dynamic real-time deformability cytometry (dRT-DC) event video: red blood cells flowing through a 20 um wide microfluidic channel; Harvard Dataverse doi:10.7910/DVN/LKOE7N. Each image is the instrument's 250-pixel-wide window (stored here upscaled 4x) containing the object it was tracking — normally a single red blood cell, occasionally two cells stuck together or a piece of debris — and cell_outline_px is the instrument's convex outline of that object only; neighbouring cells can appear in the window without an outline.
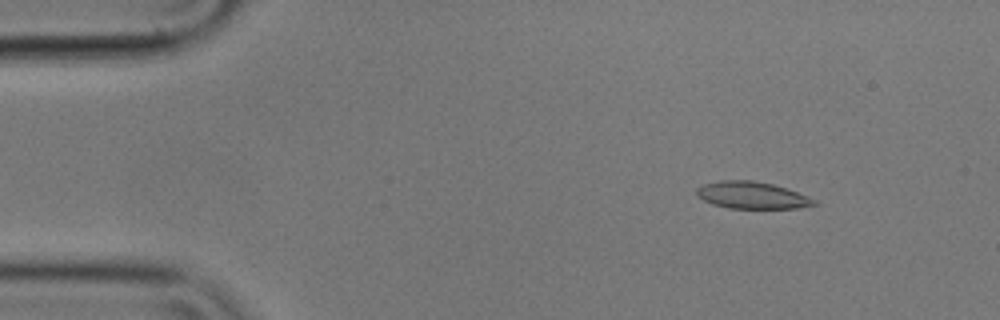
{"species": "common noctule bat (a hibernating species)", "species_latin": "Nyctalus noctula", "temperature_condition": "cold", "stored_images_in_passage": 56, "camera_frame_rate_fps": 3000, "um_per_image_px": 0.085, "animal": {"sex": "male", "body_mass_g": 17.9}, "frame": {"image": 1, "passage_image": 7, "time_ms": 2.0, "image_size_px": [1000, 320], "cell_outline_px": [[820, 204], [796, 208], [728, 208], [712, 204], [696, 196], [696, 188], [704, 184], [720, 180], [752, 180], [772, 184], [796, 192], [816, 200]], "centroid_in_image_um": [63.88, 16.6], "position_along_channel_um": 21.1, "area_um2": 18.38}}
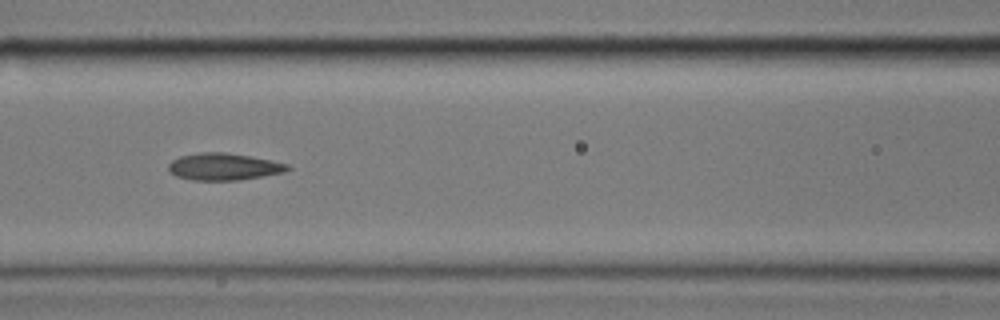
{"frame": {"image": 2, "passage_image": 24, "time_ms": 7.667, "image_size_px": [1000, 320], "cell_outline_px": [[292, 168], [284, 172], [240, 180], [192, 180], [176, 176], [168, 172], [168, 164], [172, 160], [180, 156], [200, 152], [224, 152], [272, 160], [288, 164]], "centroid_in_image_um": [19.0, 14.17], "position_along_channel_um": 147.6, "area_um2": 18.79}}
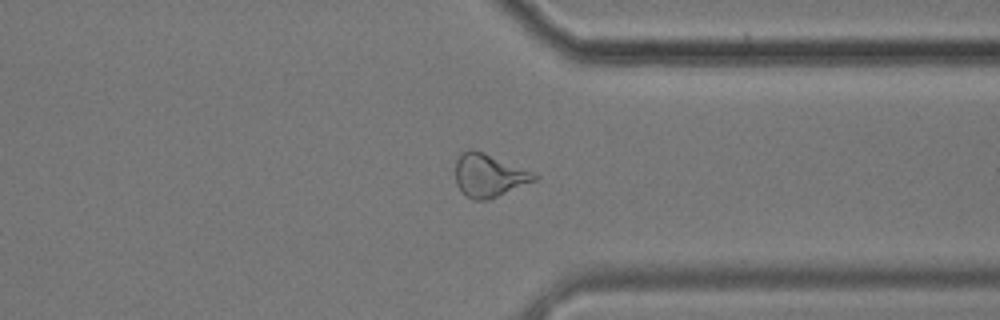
{"frame": {"image": 3, "passage_image": 43, "time_ms": 14.0, "image_size_px": [1000, 320], "cell_outline_px": [[540, 176], [536, 180], [488, 200], [472, 200], [464, 196], [456, 184], [456, 160], [460, 152], [468, 148], [472, 148], [484, 152], [536, 172]], "centroid_in_image_um": [41.55, 14.89], "position_along_channel_um": 369.8, "area_um2": 20.23}, "authors_computed_cell_mechanics": {"area_um2": 18.9006, "velocity_mm_per_s": 3.5412, "shape_relaxation_time_tau1_ms": 9.865, "shape_relaxation_time_tau2_ms": 3.5569, "deformation_change_tau1": 0.186, "deformation_change_tau2": 0.1248}}